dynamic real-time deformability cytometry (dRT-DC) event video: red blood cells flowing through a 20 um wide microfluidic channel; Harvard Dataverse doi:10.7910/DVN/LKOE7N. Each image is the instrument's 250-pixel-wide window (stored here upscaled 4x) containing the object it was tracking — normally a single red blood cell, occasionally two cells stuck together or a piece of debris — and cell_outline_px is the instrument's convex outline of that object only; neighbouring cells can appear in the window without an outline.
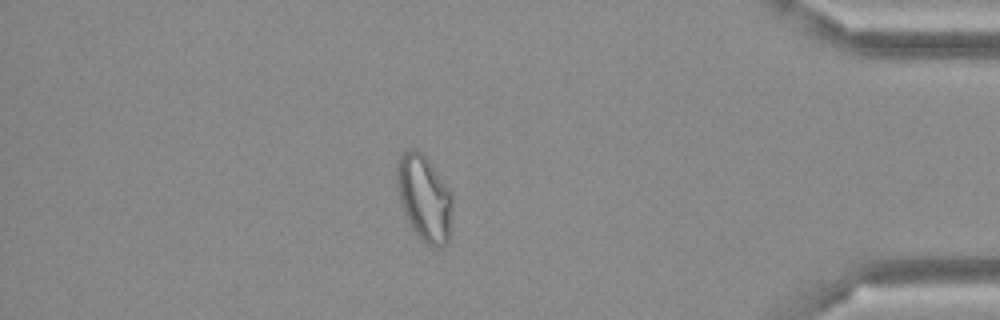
{"species": "Egyptian fruit bat (a non-hibernating species)", "species_latin": "Rousettus aegyptiacus", "temperature_condition": "cold", "stored_images_in_passage": 47, "camera_frame_rate_fps": 3000, "um_per_image_px": 0.085, "frame": {"image": 1, "passage_image": 40, "time_ms": 13.0, "image_size_px": [1000, 320], "cell_outline_px": [[452, 208], [448, 244], [444, 248], [432, 248], [412, 228], [408, 220], [400, 200], [396, 180], [396, 160], [408, 148], [412, 148], [420, 152], [428, 160], [452, 192]], "centroid_in_image_um": [36.08, 16.83], "position_along_channel_um": 399.1, "area_um2": 27.8}}